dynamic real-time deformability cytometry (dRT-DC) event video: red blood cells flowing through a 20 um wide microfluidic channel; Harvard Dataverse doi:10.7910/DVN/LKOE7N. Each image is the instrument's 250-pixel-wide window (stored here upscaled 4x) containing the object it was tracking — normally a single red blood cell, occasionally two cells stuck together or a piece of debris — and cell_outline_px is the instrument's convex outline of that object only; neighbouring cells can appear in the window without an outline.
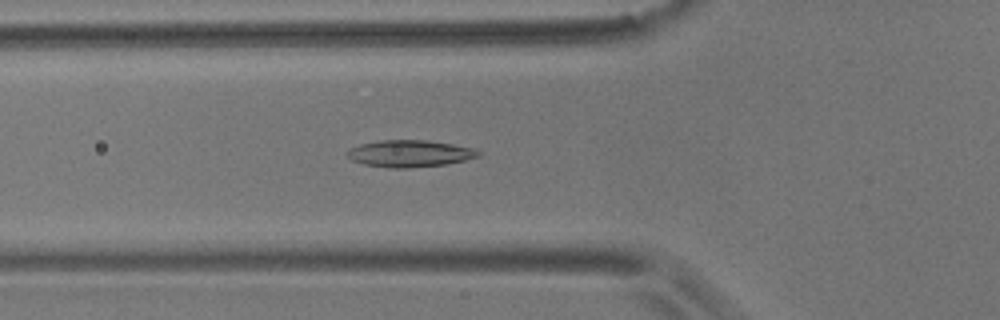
{"species": "common noctule bat (a hibernating species)", "species_latin": "Nyctalus noctula", "temperature_condition": "room temperature", "stored_images_in_passage": 49, "camera_frame_rate_fps": 3000, "um_per_image_px": 0.085, "animal": {"sex": "male", "body_mass_g": 17.9}, "frame": {"image": 1, "passage_image": 18, "time_ms": 5.667, "image_size_px": [1000, 320], "cell_outline_px": [[484, 152], [480, 156], [448, 164], [408, 168], [388, 168], [364, 164], [352, 160], [348, 156], [348, 152], [352, 148], [360, 144], [380, 140], [428, 140], [452, 144], [472, 148]], "centroid_in_image_um": [34.88, 13.05], "position_along_channel_um": 90.9, "area_um2": 20.52}}
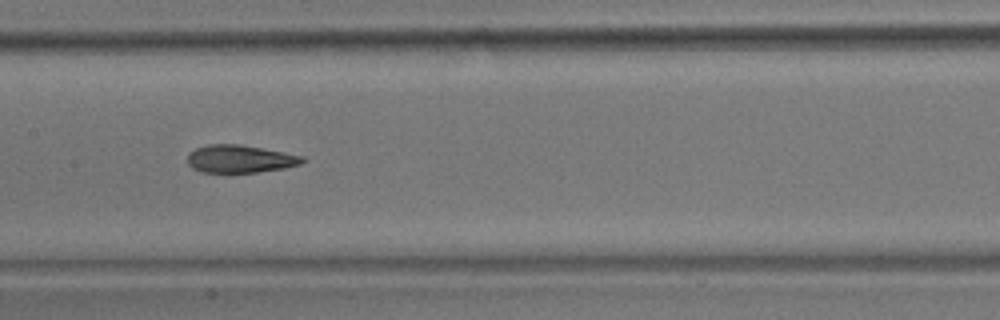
{"frame": {"image": 2, "passage_image": 26, "time_ms": 8.333, "image_size_px": [1000, 320], "cell_outline_px": [[304, 160], [300, 164], [284, 168], [228, 176], [200, 172], [192, 168], [188, 164], [188, 152], [196, 148], [208, 144], [240, 144], [304, 156]], "centroid_in_image_um": [20.32, 13.55], "position_along_channel_um": 187.1, "area_um2": 19.31}}
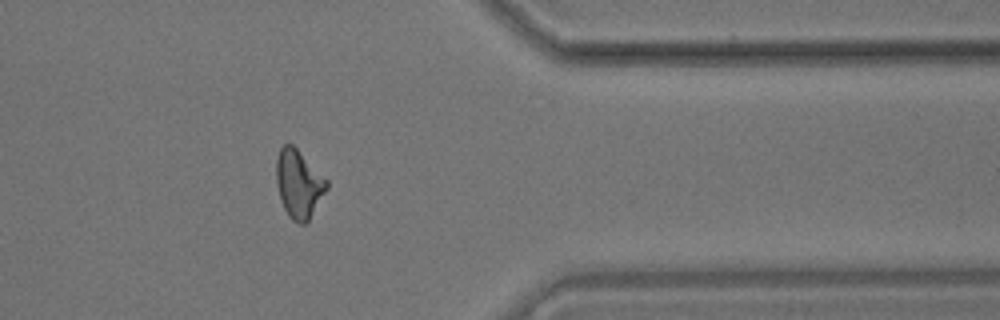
{"frame": {"image": 3, "passage_image": 44, "time_ms": 14.333, "image_size_px": [1000, 320], "cell_outline_px": [[328, 188], [308, 220], [304, 224], [300, 224], [292, 220], [288, 216], [280, 200], [276, 184], [276, 160], [280, 148], [284, 144], [292, 144], [328, 180]], "centroid_in_image_um": [25.38, 15.63], "position_along_channel_um": 386.0, "area_um2": 19.94}, "authors_computed_cell_mechanics": {"area_um2": 19.5942, "velocity_mm_per_s": 3.5711, "shape_relaxation_time_tau1_ms": 6.3167, "shape_relaxation_time_tau2_ms": 2.9615, "deformation_change_tau1": 0.1867, "deformation_change_tau2": 0.1106}}